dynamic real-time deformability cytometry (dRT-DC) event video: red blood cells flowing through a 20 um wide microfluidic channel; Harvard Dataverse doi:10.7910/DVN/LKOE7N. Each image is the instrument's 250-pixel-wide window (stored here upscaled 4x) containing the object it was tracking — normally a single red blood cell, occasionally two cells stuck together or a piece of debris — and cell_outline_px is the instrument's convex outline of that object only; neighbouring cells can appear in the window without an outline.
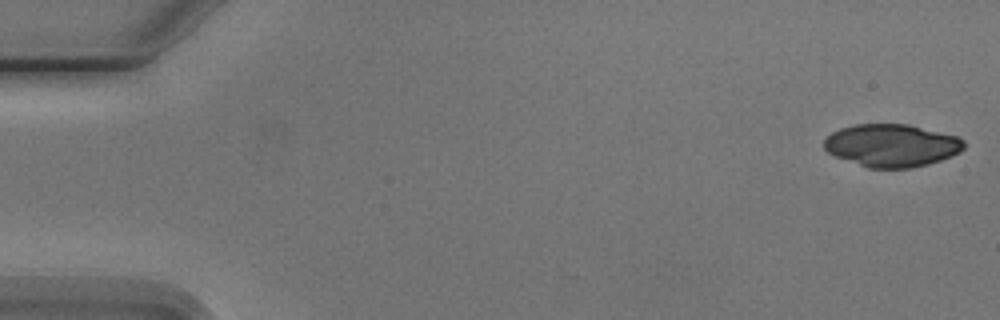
{"species": "Egyptian fruit bat (a non-hibernating species)", "species_latin": "Rousettus aegyptiacus", "temperature_condition": "cold", "stored_images_in_passage": 5, "camera_frame_rate_fps": 3000, "um_per_image_px": 0.085, "animal": {"sex": "male"}, "frame": {"image": 1, "passage_image": 1, "time_ms": 0.0, "image_size_px": [1000, 320], "cell_outline_px": [[964, 148], [960, 152], [952, 156], [928, 164], [908, 168], [868, 168], [836, 156], [828, 152], [824, 148], [824, 140], [832, 132], [840, 128], [856, 124], [908, 124], [956, 136], [964, 140]], "centroid_in_image_um": [75.79, 12.36], "position_along_channel_um": 9.2, "area_um2": 34.62}}